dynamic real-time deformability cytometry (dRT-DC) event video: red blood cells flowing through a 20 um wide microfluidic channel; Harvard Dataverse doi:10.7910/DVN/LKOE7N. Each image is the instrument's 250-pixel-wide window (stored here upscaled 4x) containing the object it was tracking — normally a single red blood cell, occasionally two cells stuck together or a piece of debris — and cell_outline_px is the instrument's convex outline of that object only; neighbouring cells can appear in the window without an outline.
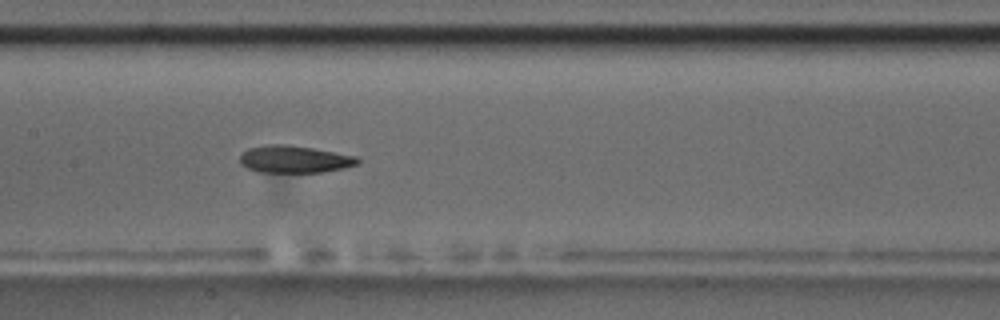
{"species": "common noctule bat (a hibernating species)", "species_latin": "Nyctalus noctula", "temperature_condition": "room temperature", "stored_images_in_passage": 12, "camera_frame_rate_fps": 3000, "um_per_image_px": 0.085, "animal": {"sex": "male", "body_mass_g": 17.5, "forearm_length_mm": 52.3}, "frame": {"image": 1, "passage_image": 9, "time_ms": 9.0, "image_size_px": [1000, 320], "cell_outline_px": [[360, 160], [356, 164], [344, 168], [324, 172], [260, 172], [248, 168], [240, 164], [240, 156], [248, 148], [264, 144], [288, 144], [312, 148], [356, 156]], "centroid_in_image_um": [25.0, 13.53], "position_along_channel_um": 182.4, "area_um2": 18.67}}